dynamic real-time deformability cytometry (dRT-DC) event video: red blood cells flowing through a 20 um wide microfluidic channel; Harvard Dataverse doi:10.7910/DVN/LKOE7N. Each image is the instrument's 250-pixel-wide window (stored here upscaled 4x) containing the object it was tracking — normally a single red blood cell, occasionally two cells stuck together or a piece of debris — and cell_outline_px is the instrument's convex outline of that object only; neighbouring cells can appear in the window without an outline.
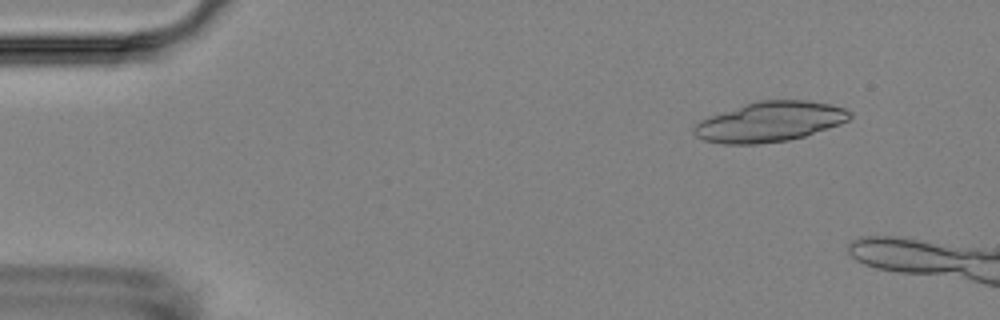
{"species": "Egyptian fruit bat (a non-hibernating species)", "species_latin": "Rousettus aegyptiacus", "temperature_condition": "room temperature", "stored_images_in_passage": 5, "camera_frame_rate_fps": 3000, "um_per_image_px": 0.085, "animal": {"sex": "female"}, "frame": {"image": 1, "passage_image": 2, "time_ms": 1.0, "image_size_px": [1000, 320], "cell_outline_px": [[852, 116], [848, 120], [840, 124], [804, 136], [788, 140], [760, 144], [724, 144], [704, 140], [696, 136], [692, 132], [692, 124], [708, 116], [756, 100], [808, 100], [832, 104], [844, 108], [852, 112]], "centroid_in_image_um": [65.41, 10.34], "position_along_channel_um": 19.6, "area_um2": 36.65}}